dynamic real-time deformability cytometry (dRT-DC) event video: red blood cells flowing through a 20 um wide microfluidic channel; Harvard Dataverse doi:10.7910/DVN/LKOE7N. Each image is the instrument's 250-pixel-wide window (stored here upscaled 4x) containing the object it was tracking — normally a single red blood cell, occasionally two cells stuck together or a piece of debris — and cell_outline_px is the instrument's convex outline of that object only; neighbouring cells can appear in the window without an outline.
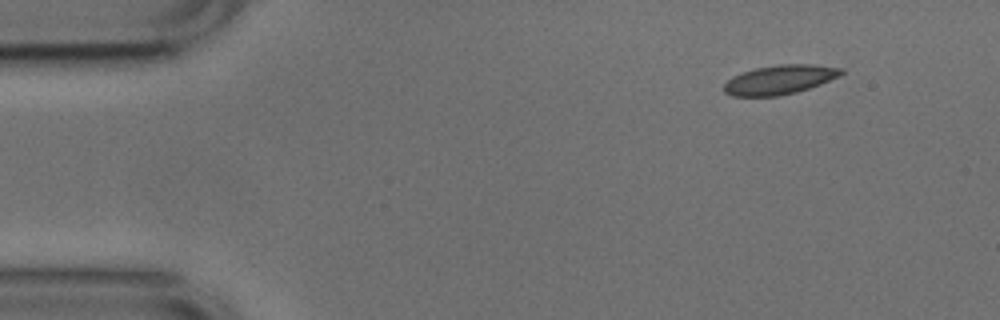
{"species": "common noctule bat (a hibernating species)", "species_latin": "Nyctalus noctula", "temperature_condition": "cold", "stored_images_in_passage": 10, "camera_frame_rate_fps": 3000, "um_per_image_px": 0.085, "animal": {"sex": "male", "body_mass_g": 17.9, "forearm_length_mm": 54.2}, "frame": {"image": 1, "passage_image": 1, "time_ms": 0.0, "image_size_px": [1000, 320], "cell_outline_px": [[844, 72], [840, 76], [820, 84], [796, 92], [780, 96], [732, 96], [724, 92], [724, 84], [732, 76], [756, 68], [776, 64], [812, 64], [844, 68]], "centroid_in_image_um": [66.29, 6.77], "position_along_channel_um": 18.7, "area_um2": 20.0}}